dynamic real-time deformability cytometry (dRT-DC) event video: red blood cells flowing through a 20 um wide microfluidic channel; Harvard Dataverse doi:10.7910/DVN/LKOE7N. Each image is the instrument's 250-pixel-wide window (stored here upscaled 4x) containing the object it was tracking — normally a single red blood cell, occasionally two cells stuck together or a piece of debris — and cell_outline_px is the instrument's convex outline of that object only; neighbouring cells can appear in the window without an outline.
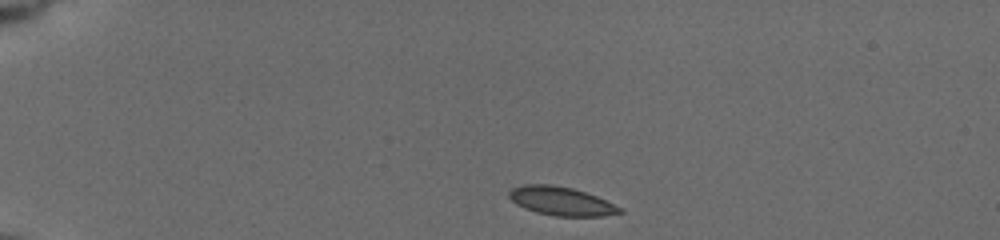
{"species": "common noctule bat (a hibernating species)", "species_latin": "Nyctalus noctula", "temperature_condition": "cold", "stored_images_in_passage": 44, "camera_frame_rate_fps": 3000, "um_per_image_px": 0.085, "animal": {"sex": "female", "body_mass_g": 19.5, "forearm_length_mm": 54.1}, "frame": {"image": 1, "passage_image": 1, "time_ms": 0.0, "image_size_px": [1000, 240], "cell_outline_px": [[624, 212], [600, 216], [556, 216], [536, 212], [524, 208], [516, 204], [508, 196], [508, 192], [512, 188], [524, 184], [548, 184], [572, 188], [596, 196], [624, 208]], "centroid_in_image_um": [47.7, 17.1], "position_along_channel_um": 37.3, "area_um2": 18.44}}
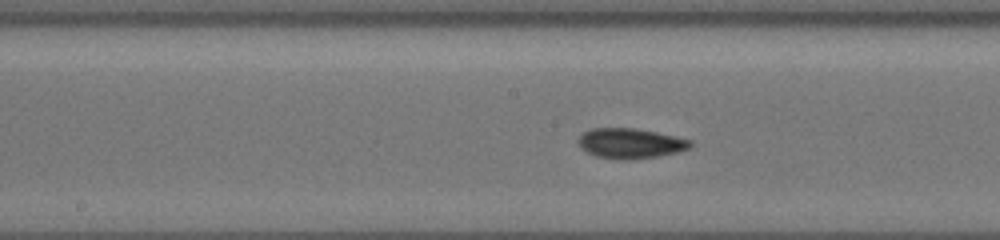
{"frame": {"image": 2, "passage_image": 19, "time_ms": 6.0, "image_size_px": [1000, 240], "cell_outline_px": [[692, 144], [688, 148], [680, 152], [656, 156], [628, 160], [620, 160], [596, 156], [580, 148], [576, 140], [584, 132], [592, 128], [632, 128], [656, 132], [692, 140]], "centroid_in_image_um": [53.56, 12.19], "position_along_channel_um": 194.6, "area_um2": 19.65}}
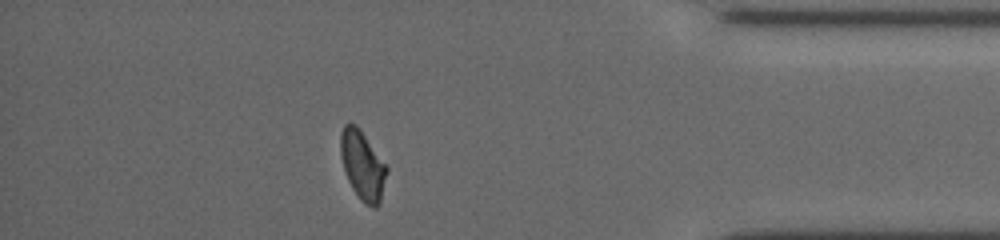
{"frame": {"image": 3, "passage_image": 38, "time_ms": 12.333, "image_size_px": [1000, 240], "cell_outline_px": [[388, 172], [380, 204], [376, 208], [372, 208], [364, 204], [360, 200], [352, 188], [348, 180], [340, 156], [340, 132], [344, 124], [356, 124], [360, 128], [388, 168]], "centroid_in_image_um": [30.82, 14.08], "position_along_channel_um": 404.4, "area_um2": 18.79}, "authors_computed_cell_mechanics": {"area_um2": 18.7561, "velocity_mm_per_s": 3.7489, "shape_relaxation_time_tau1_ms": 7.2609, "shape_relaxation_time_tau2_ms": 1.9742, "deformation_change_tau1": 0.1643, "deformation_change_tau2": 0.0553}}